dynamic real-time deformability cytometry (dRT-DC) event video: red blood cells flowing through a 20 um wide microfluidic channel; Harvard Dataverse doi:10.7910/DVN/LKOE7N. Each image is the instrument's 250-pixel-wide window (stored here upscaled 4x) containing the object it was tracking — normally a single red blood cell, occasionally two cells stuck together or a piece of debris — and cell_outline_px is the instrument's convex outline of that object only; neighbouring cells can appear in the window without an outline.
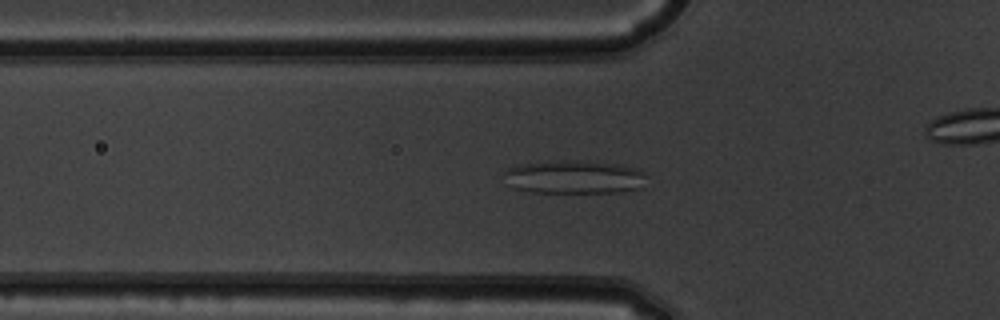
{"species": "common noctule bat (a hibernating species)", "species_latin": "Nyctalus noctula", "temperature_condition": "warm", "stored_images_in_passage": 45, "camera_frame_rate_fps": 3000, "um_per_image_px": 0.085, "animal": {"sex": "male", "body_mass_g": 19.5, "forearm_length_mm": 54.6}, "frame": {"image": 1, "passage_image": 18, "time_ms": 5.667, "image_size_px": [1000, 320], "cell_outline_px": [[640, 188], [624, 192], [532, 192], [512, 188], [504, 172], [512, 164], [556, 160], [584, 160], [624, 164], [636, 168], [640, 172]], "centroid_in_image_um": [48.72, 15.02], "position_along_channel_um": 77.1, "area_um2": 27.74}}
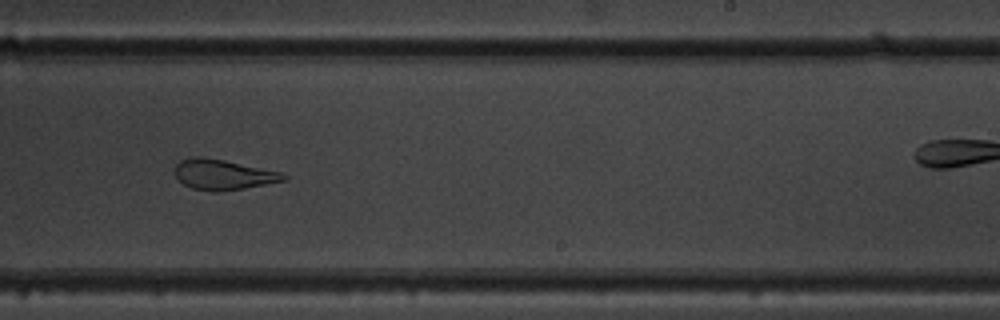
{"frame": {"image": 2, "passage_image": 33, "time_ms": 10.667, "image_size_px": [1000, 320], "cell_outline_px": [[288, 180], [244, 188], [216, 192], [212, 192], [192, 188], [184, 184], [176, 176], [172, 168], [180, 160], [188, 156], [200, 156], [224, 160], [280, 172], [288, 176]], "centroid_in_image_um": [18.92, 14.83], "position_along_channel_um": 270.1, "area_um2": 19.31}}
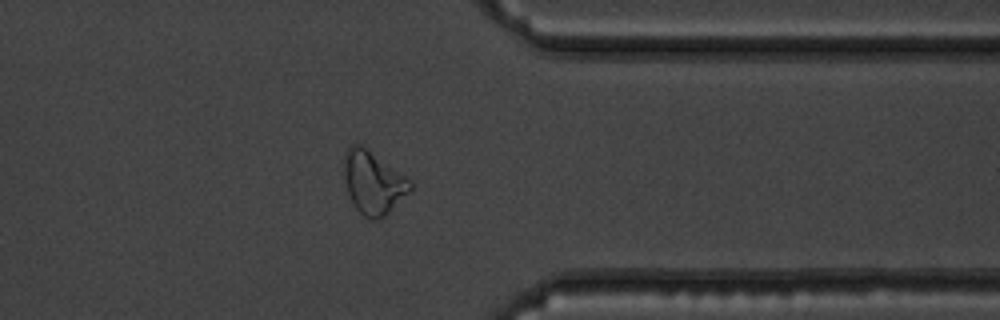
{"frame": {"image": 3, "passage_image": 42, "time_ms": 13.667, "image_size_px": [1000, 320], "cell_outline_px": [[412, 188], [380, 220], [368, 220], [356, 208], [348, 192], [344, 176], [344, 152], [348, 144], [360, 144], [412, 180]], "centroid_in_image_um": [31.7, 15.5], "position_along_channel_um": 379.7, "area_um2": 24.04}}